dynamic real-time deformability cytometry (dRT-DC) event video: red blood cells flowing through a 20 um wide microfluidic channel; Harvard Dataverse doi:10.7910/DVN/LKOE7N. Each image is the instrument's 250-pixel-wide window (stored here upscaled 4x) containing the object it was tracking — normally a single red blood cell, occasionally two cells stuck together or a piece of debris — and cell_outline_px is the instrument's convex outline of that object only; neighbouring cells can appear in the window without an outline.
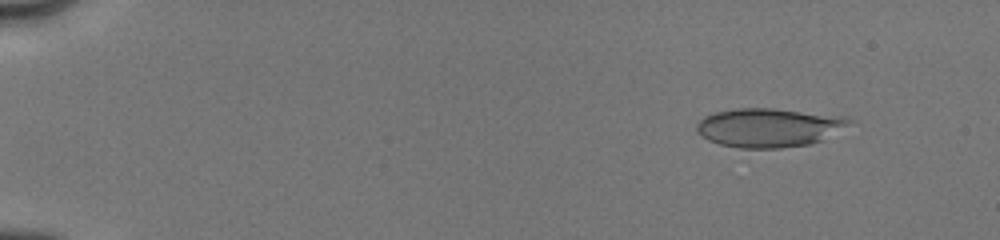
{"species": "human", "species_latin": "Homo sapiens", "temperature_condition": "cold", "stored_images_in_passage": 61, "camera_frame_rate_fps": 3000, "um_per_image_px": 0.085, "donor": {"sex": "male"}, "frame": {"image": 1, "passage_image": 7, "time_ms": 1.667, "image_size_px": [1000, 240], "cell_outline_px": [[856, 120], [824, 140], [812, 144], [780, 148], [740, 148], [720, 144], [708, 140], [696, 128], [696, 124], [704, 116], [716, 112], [736, 108], [776, 108], [848, 116]], "centroid_in_image_um": [65.43, 10.83], "position_along_channel_um": 19.6, "area_um2": 34.91}}
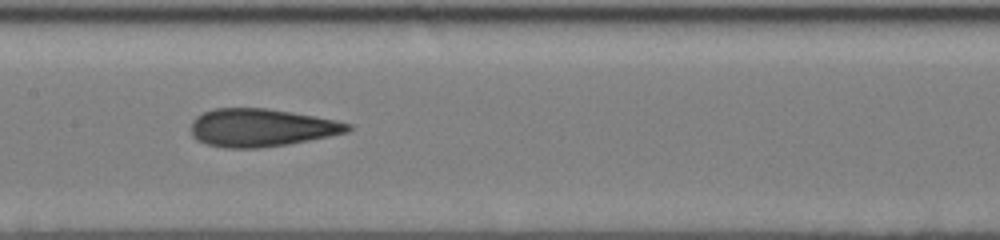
{"frame": {"image": 2, "passage_image": 32, "time_ms": 9.0, "image_size_px": [1000, 240], "cell_outline_px": [[352, 128], [348, 132], [288, 144], [260, 148], [224, 148], [208, 144], [196, 140], [192, 136], [192, 120], [196, 116], [212, 108], [268, 108], [292, 112], [336, 120], [352, 124]], "centroid_in_image_um": [22.19, 10.85], "position_along_channel_um": 185.2, "area_um2": 34.68}}
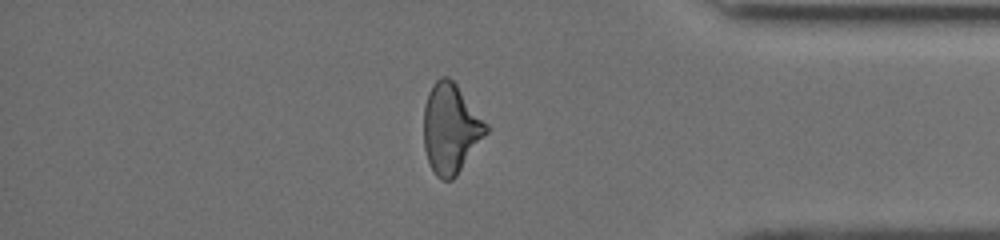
{"frame": {"image": 3, "passage_image": 52, "time_ms": 14.667, "image_size_px": [1000, 240], "cell_outline_px": [[488, 132], [456, 176], [452, 180], [440, 180], [436, 176], [428, 160], [424, 148], [424, 104], [428, 92], [432, 84], [440, 76], [448, 76], [456, 84], [488, 124]], "centroid_in_image_um": [38.3, 10.91], "position_along_channel_um": 396.9, "area_um2": 32.6}, "authors_computed_cell_mechanics": {"area_um2": 34.0442, "velocity_mm_per_s": 4.043, "shape_relaxation_time_tau1_ms": 8.0714, "shape_relaxation_time_tau2_ms": 2.0656, "deformation_change_tau1": 0.1765, "deformation_change_tau2": 0.0945}}